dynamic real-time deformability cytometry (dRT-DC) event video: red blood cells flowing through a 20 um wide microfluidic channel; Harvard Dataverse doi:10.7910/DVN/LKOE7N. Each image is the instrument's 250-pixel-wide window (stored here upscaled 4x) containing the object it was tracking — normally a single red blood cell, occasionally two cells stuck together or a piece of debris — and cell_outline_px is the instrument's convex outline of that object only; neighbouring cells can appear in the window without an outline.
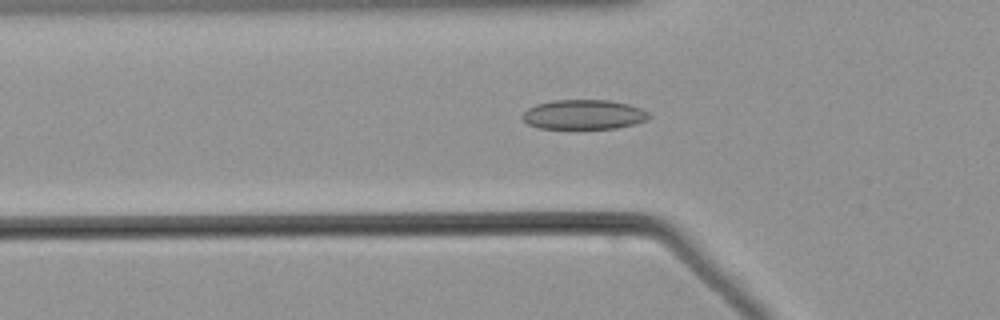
{"species": "common noctule bat (a hibernating species)", "species_latin": "Nyctalus noctula", "temperature_condition": "warm", "stored_images_in_passage": 43, "camera_frame_rate_fps": 3000, "um_per_image_px": 0.085, "animal": {"sex": "male", "body_mass_g": 21.5, "forearm_length_mm": 52.0}, "frame": {"image": 1, "passage_image": 7, "time_ms": 2.0, "image_size_px": [1000, 320], "cell_outline_px": [[652, 116], [648, 120], [616, 128], [536, 128], [528, 124], [520, 116], [528, 108], [536, 104], [552, 100], [608, 100], [628, 104], [640, 108], [648, 112]], "centroid_in_image_um": [49.6, 9.73], "position_along_channel_um": 76.2, "area_um2": 21.85}}
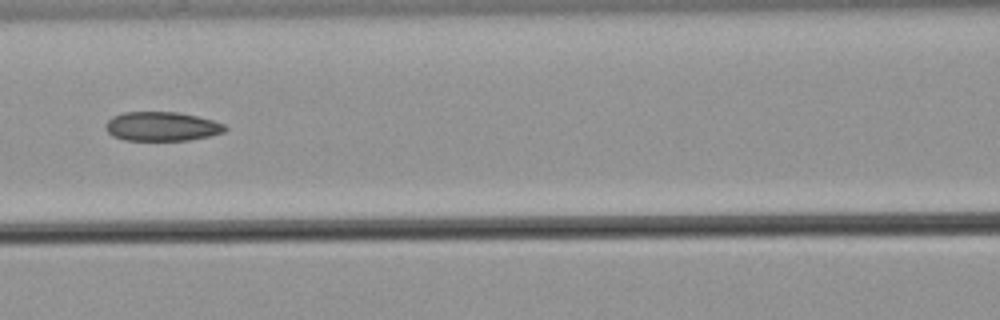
{"frame": {"image": 2, "passage_image": 13, "time_ms": 4.0, "image_size_px": [1000, 320], "cell_outline_px": [[228, 128], [224, 132], [208, 136], [188, 140], [124, 140], [112, 136], [104, 128], [104, 124], [112, 116], [124, 112], [180, 112], [212, 120], [224, 124]], "centroid_in_image_um": [13.72, 10.74], "position_along_channel_um": 152.9, "area_um2": 20.35}}
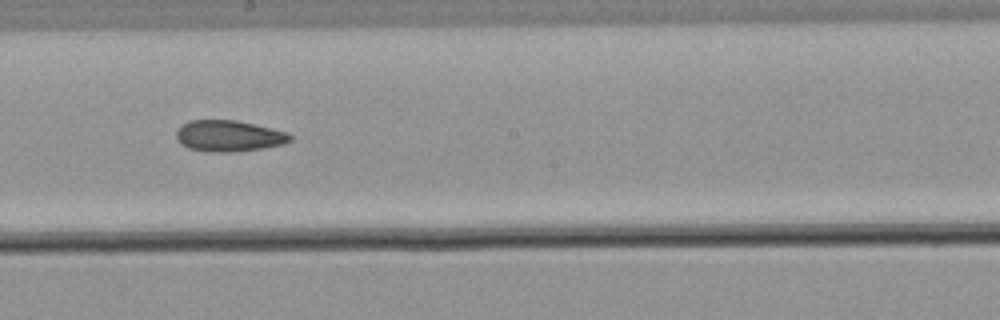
{"frame": {"image": 3, "passage_image": 19, "time_ms": 6.0, "image_size_px": [1000, 320], "cell_outline_px": [[292, 140], [284, 144], [264, 148], [228, 152], [212, 152], [188, 148], [180, 144], [176, 140], [176, 132], [188, 120], [236, 120], [284, 132], [292, 136]], "centroid_in_image_um": [19.41, 11.56], "position_along_channel_um": 228.8, "area_um2": 20.46}}